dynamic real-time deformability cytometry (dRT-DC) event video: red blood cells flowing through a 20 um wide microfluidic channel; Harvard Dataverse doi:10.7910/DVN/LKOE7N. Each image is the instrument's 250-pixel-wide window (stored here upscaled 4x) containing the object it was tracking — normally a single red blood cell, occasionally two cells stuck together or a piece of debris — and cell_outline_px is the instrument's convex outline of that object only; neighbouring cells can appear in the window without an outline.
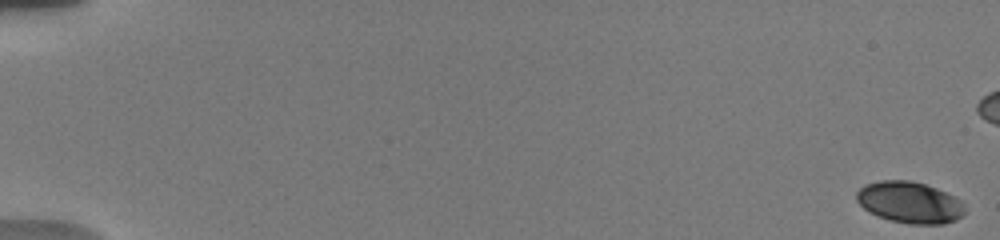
{"species": "human", "species_latin": "Homo sapiens", "temperature_condition": "warm", "stored_images_in_passage": 15, "segment_of_instrument_passage": [1, 2], "camera_frame_rate_fps": 3000, "um_per_image_px": 0.085, "donor": {"sex": "male"}, "frame": {"image": 1, "passage_image": 1, "time_ms": 0.0, "image_size_px": [1000, 240], "cell_outline_px": [[964, 212], [956, 220], [944, 224], [912, 224], [892, 220], [868, 212], [856, 200], [856, 192], [864, 184], [880, 180], [912, 180], [936, 188], [960, 200], [964, 204]], "centroid_in_image_um": [77.3, 17.19], "position_along_channel_um": 7.7, "area_um2": 26.01}}
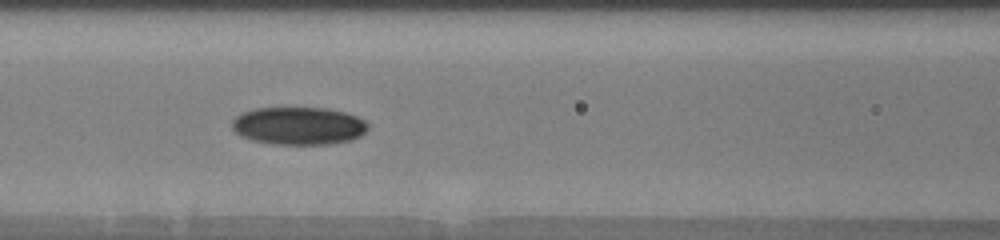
{"frame": {"image": 2, "passage_image": 13, "time_ms": 8.667, "image_size_px": [1000, 240], "cell_outline_px": [[368, 128], [360, 136], [352, 140], [328, 144], [272, 144], [252, 140], [240, 136], [232, 128], [232, 120], [236, 116], [244, 112], [256, 108], [328, 108], [344, 112], [356, 116], [364, 120], [368, 124]], "centroid_in_image_um": [25.38, 10.7], "position_along_channel_um": 141.2, "area_um2": 29.94}}